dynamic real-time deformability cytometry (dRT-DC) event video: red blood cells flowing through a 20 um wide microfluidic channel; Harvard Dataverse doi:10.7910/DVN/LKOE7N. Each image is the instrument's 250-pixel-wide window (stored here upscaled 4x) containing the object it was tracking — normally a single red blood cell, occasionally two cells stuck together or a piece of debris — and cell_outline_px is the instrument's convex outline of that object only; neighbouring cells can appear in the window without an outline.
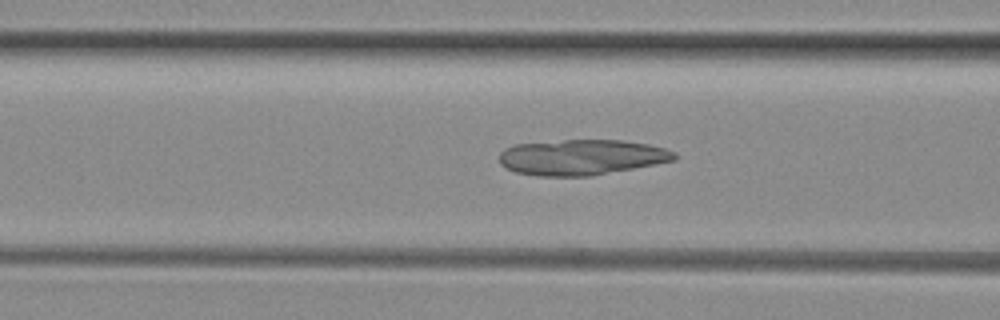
{"species": "common noctule bat (a hibernating species)", "species_latin": "Nyctalus noctula", "temperature_condition": "room temperature", "stored_images_in_passage": 50, "camera_frame_rate_fps": 3000, "um_per_image_px": 0.085, "animal": {"sex": "female", "body_mass_g": 29.2, "forearm_length_mm": 56.3}, "frame": {"image": 1, "passage_image": 19, "time_ms": 6.0, "image_size_px": [1000, 320], "cell_outline_px": [[676, 160], [656, 164], [588, 176], [536, 176], [516, 172], [500, 164], [500, 152], [504, 148], [516, 144], [564, 140], [624, 140], [648, 144], [664, 148], [676, 152]], "centroid_in_image_um": [49.44, 13.36], "position_along_channel_um": 117.2, "area_um2": 36.18}}
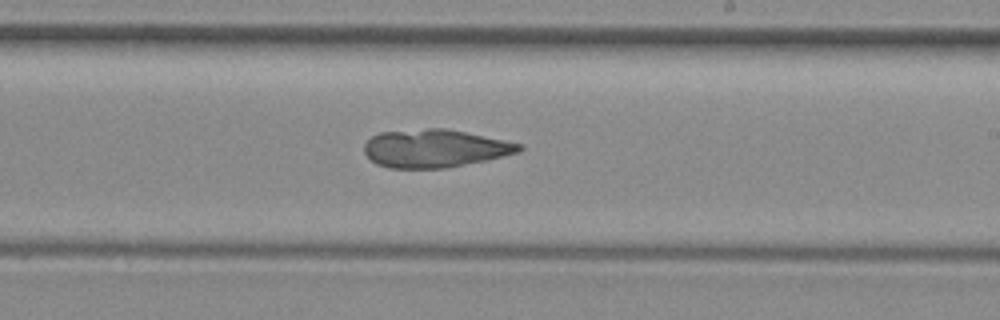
{"frame": {"image": 2, "passage_image": 29, "time_ms": 9.333, "image_size_px": [1000, 320], "cell_outline_px": [[524, 148], [520, 152], [488, 160], [448, 168], [388, 168], [376, 164], [364, 152], [364, 144], [372, 136], [380, 132], [428, 128], [448, 128], [524, 144]], "centroid_in_image_um": [37.0, 12.61], "position_along_channel_um": 252.0, "area_um2": 34.62}}
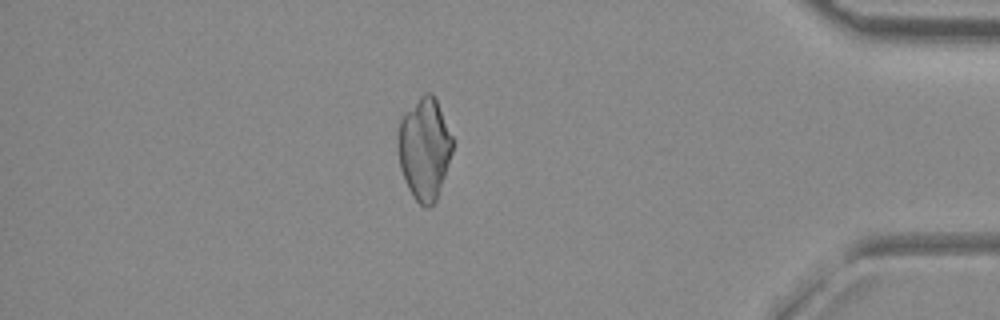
{"frame": {"image": 3, "passage_image": 43, "time_ms": 14.0, "image_size_px": [1000, 320], "cell_outline_px": [[456, 140], [436, 200], [428, 208], [424, 208], [412, 196], [404, 180], [400, 168], [400, 120], [404, 112], [424, 92], [432, 92]], "centroid_in_image_um": [36.12, 12.62], "position_along_channel_um": 399.1, "area_um2": 32.25}}